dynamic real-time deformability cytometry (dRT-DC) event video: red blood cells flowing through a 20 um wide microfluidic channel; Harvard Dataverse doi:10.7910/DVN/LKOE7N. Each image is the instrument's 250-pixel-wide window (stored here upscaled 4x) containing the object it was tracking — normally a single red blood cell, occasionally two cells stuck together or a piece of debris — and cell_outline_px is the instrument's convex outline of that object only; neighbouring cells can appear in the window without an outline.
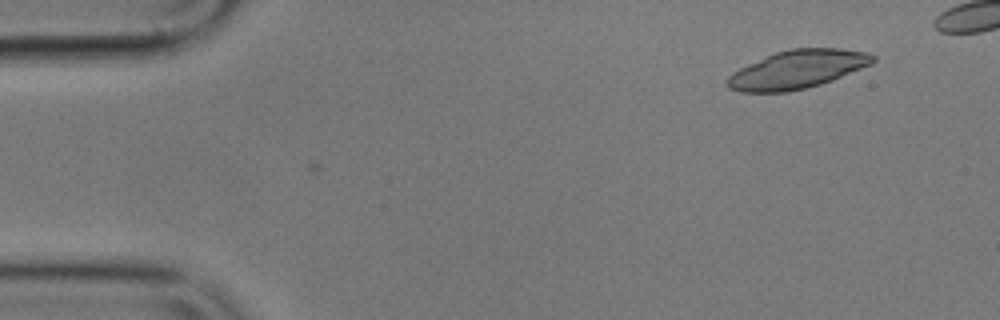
{"species": "common noctule bat (a hibernating species)", "species_latin": "Nyctalus noctula", "temperature_condition": "cold", "stored_images_in_passage": 2, "camera_frame_rate_fps": 3000, "um_per_image_px": 0.085, "animal": {"sex": "male", "body_mass_g": 17.9}, "frame": {"image": 1, "passage_image": 2, "time_ms": 0.333, "image_size_px": [1000, 320], "cell_outline_px": [[876, 60], [872, 64], [832, 80], [820, 84], [788, 92], [740, 92], [728, 88], [724, 84], [724, 80], [732, 72], [748, 64], [776, 52], [788, 48], [840, 48], [868, 52], [876, 56]], "centroid_in_image_um": [67.76, 5.9], "position_along_channel_um": 17.2, "area_um2": 32.66}}